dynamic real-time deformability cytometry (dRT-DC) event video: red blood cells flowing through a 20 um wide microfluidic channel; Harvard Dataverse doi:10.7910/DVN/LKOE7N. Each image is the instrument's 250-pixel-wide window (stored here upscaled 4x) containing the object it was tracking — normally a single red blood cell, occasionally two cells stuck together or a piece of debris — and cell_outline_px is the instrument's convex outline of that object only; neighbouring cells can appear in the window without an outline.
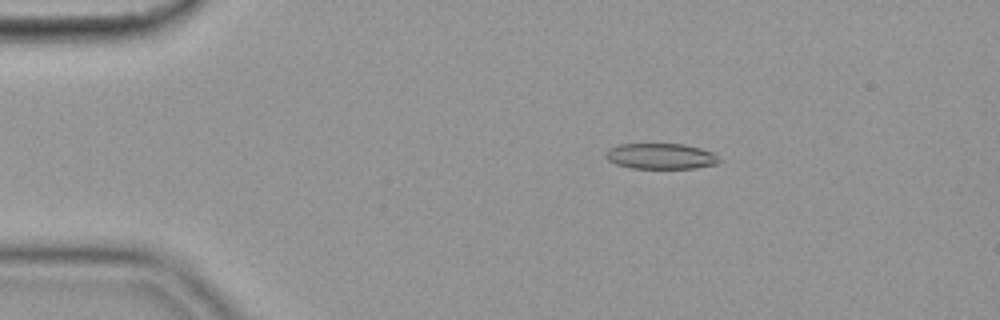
{"species": "common noctule bat (a hibernating species)", "species_latin": "Nyctalus noctula", "temperature_condition": "cold", "stored_images_in_passage": 48, "camera_frame_rate_fps": 3000, "um_per_image_px": 0.085, "animal": {"sex": "female", "body_mass_g": 19.9}, "frame": {"image": 1, "passage_image": 2, "time_ms": 0.333, "image_size_px": [1000, 320], "cell_outline_px": [[724, 160], [716, 164], [696, 168], [632, 168], [616, 164], [608, 160], [604, 156], [604, 152], [608, 148], [620, 144], [684, 144], [700, 148], [712, 152]], "centroid_in_image_um": [56.17, 13.27], "position_along_channel_um": 28.8, "area_um2": 17.17}}
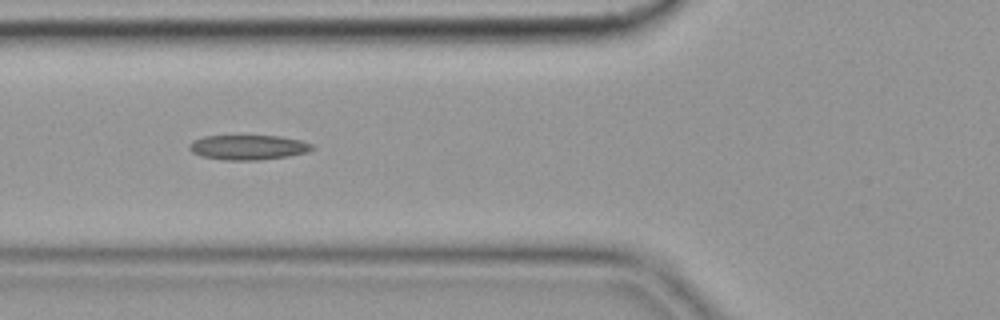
{"frame": {"image": 2, "passage_image": 13, "time_ms": 4.0, "image_size_px": [1000, 320], "cell_outline_px": [[316, 148], [308, 152], [288, 156], [256, 160], [224, 160], [200, 156], [192, 152], [188, 148], [188, 144], [192, 140], [204, 136], [280, 136], [300, 140], [312, 144]], "centroid_in_image_um": [21.08, 12.52], "position_along_channel_um": 104.7, "area_um2": 17.86}}
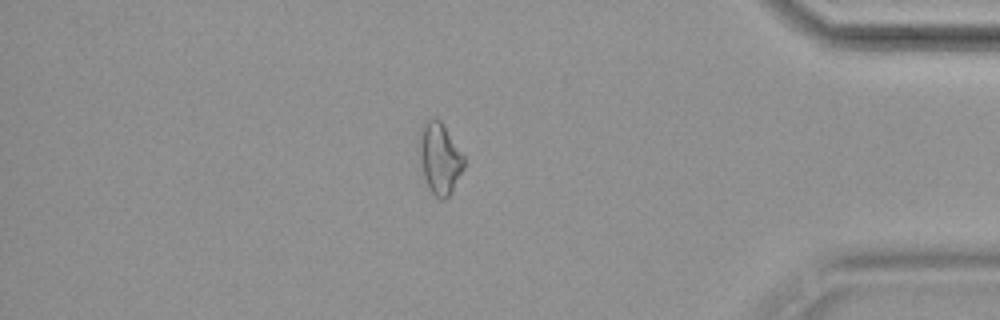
{"frame": {"image": 3, "passage_image": 40, "time_ms": 13.0, "image_size_px": [1000, 320], "cell_outline_px": [[464, 168], [452, 192], [444, 200], [440, 200], [428, 188], [424, 176], [420, 156], [420, 128], [424, 120], [440, 120], [464, 156]], "centroid_in_image_um": [37.39, 13.49], "position_along_channel_um": 397.8, "area_um2": 18.21}}